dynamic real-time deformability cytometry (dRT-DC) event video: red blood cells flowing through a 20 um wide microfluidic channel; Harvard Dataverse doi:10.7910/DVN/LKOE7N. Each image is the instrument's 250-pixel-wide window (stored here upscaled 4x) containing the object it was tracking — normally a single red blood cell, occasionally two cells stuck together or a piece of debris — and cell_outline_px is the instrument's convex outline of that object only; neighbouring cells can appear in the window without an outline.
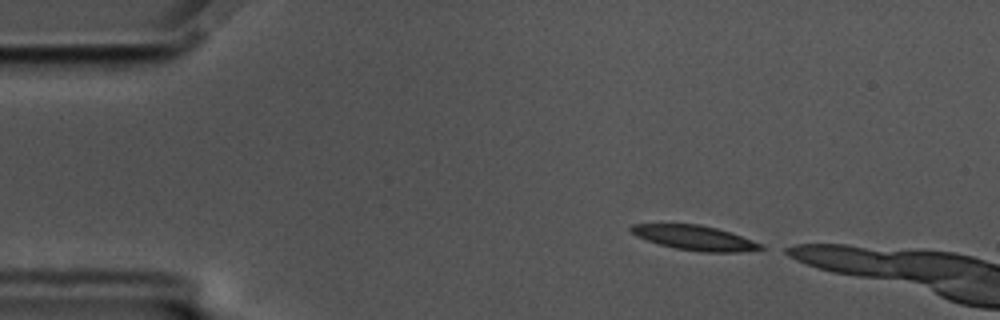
{"species": "common noctule bat (a hibernating species)", "species_latin": "Nyctalus noctula", "temperature_condition": "cold", "stored_images_in_passage": 9, "camera_frame_rate_fps": 3000, "um_per_image_px": 0.085, "animal": {"sex": "male", "body_mass_g": 17.5, "forearm_length_mm": 52.3}, "frame": {"image": 1, "passage_image": 1, "time_ms": 0.0, "image_size_px": [1000, 320], "cell_outline_px": [[768, 248], [740, 252], [704, 252], [676, 248], [660, 244], [636, 236], [628, 228], [632, 224], [700, 224], [732, 232], [764, 244]], "centroid_in_image_um": [59.13, 20.21], "position_along_channel_um": 25.9, "area_um2": 18.73}}